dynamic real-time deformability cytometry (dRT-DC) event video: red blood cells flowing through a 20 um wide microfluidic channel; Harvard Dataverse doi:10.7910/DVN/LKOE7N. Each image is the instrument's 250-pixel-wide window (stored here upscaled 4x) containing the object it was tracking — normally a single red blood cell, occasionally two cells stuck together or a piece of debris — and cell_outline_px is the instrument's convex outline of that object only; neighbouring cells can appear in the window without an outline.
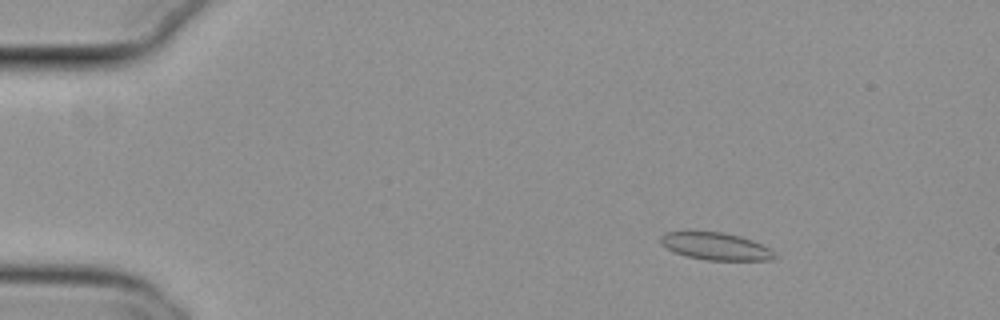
{"species": "common noctule bat (a hibernating species)", "species_latin": "Nyctalus noctula", "temperature_condition": "cold", "stored_images_in_passage": 55, "camera_frame_rate_fps": 3000, "um_per_image_px": 0.085, "animal": {"sex": "female", "body_mass_g": 29.2, "forearm_length_mm": 56.3}, "frame": {"image": 1, "passage_image": 9, "time_ms": 2.667, "image_size_px": [1000, 320], "cell_outline_px": [[780, 256], [772, 260], [708, 260], [688, 256], [676, 252], [660, 244], [660, 236], [664, 232], [684, 228], [688, 228], [724, 232], [740, 236], [752, 240], [776, 252]], "centroid_in_image_um": [60.78, 20.87], "position_along_channel_um": 24.2, "area_um2": 19.02}}
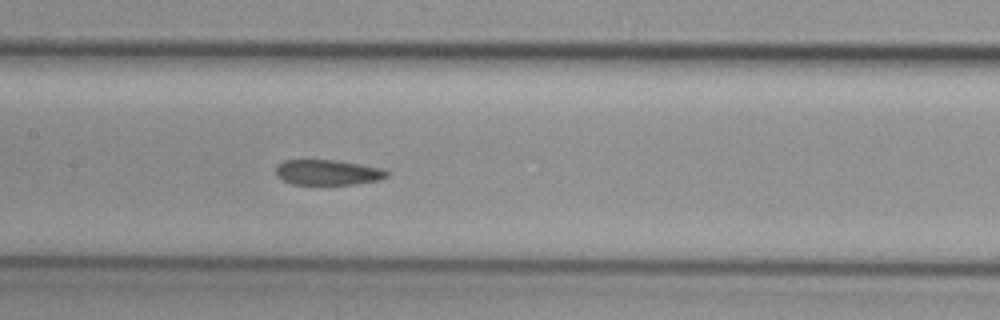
{"frame": {"image": 2, "passage_image": 28, "time_ms": 9.0, "image_size_px": [1000, 320], "cell_outline_px": [[388, 176], [380, 180], [356, 184], [292, 184], [280, 180], [276, 176], [276, 168], [284, 160], [332, 160], [360, 164], [384, 168], [388, 172]], "centroid_in_image_um": [27.87, 14.66], "position_along_channel_um": 179.5, "area_um2": 16.42}}
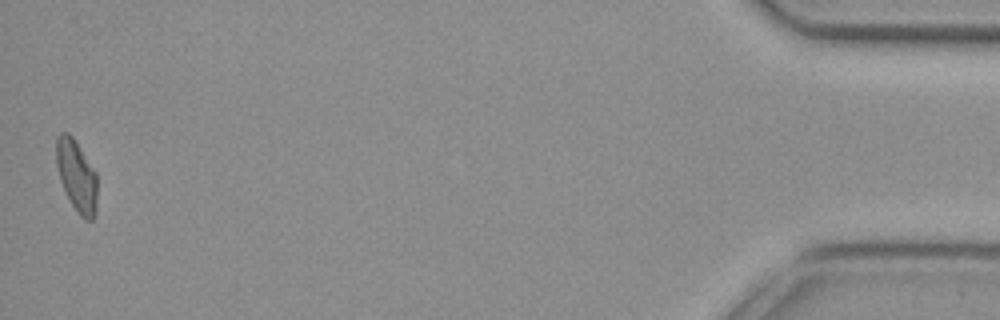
{"frame": {"image": 3, "passage_image": 55, "time_ms": 18.0, "image_size_px": [1000, 320], "cell_outline_px": [[96, 212], [92, 220], [84, 220], [80, 216], [72, 204], [60, 180], [56, 164], [56, 136], [60, 132], [68, 132], [72, 136], [96, 172]], "centroid_in_image_um": [6.5, 14.93], "position_along_channel_um": 428.7, "area_um2": 16.94}, "authors_computed_cell_mechanics": {"area_um2": 17.629, "velocity_mm_per_s": 3.8027, "shape_relaxation_time_tau1_ms": null, "shape_relaxation_time_tau2_ms": 2.9539, "deformation_change_tau1": null, "deformation_change_tau2": 0.09}}